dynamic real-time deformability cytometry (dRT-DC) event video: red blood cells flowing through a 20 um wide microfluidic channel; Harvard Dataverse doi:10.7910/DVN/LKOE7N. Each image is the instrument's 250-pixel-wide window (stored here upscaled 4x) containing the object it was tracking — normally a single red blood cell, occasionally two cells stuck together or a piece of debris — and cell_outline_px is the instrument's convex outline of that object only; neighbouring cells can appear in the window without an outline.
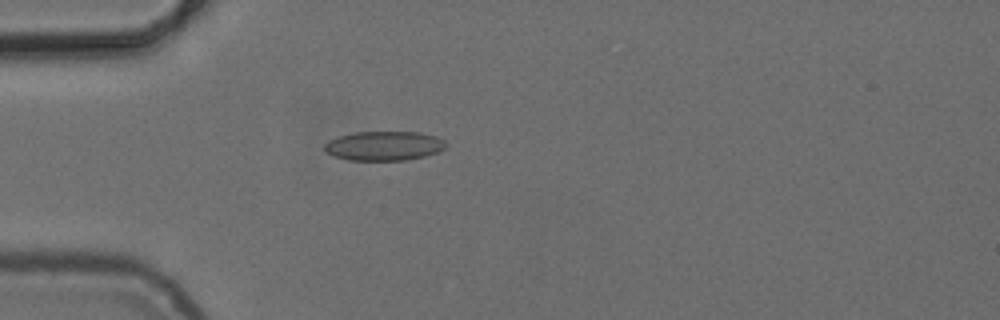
{"species": "common noctule bat (a hibernating species)", "species_latin": "Nyctalus noctula", "temperature_condition": "cold", "stored_images_in_passage": 4, "camera_frame_rate_fps": 3000, "um_per_image_px": 0.085, "animal": {"sex": "female", "body_mass_g": 24.6, "forearm_length_mm": 56.2}, "frame": {"image": 1, "passage_image": 4, "time_ms": 4.333, "image_size_px": [1000, 320], "cell_outline_px": [[448, 144], [444, 148], [436, 152], [424, 156], [404, 160], [348, 160], [336, 156], [328, 152], [324, 148], [324, 144], [340, 136], [356, 132], [420, 132], [436, 136], [444, 140]], "centroid_in_image_um": [32.69, 12.39], "position_along_channel_um": 52.3, "area_um2": 20.46}}